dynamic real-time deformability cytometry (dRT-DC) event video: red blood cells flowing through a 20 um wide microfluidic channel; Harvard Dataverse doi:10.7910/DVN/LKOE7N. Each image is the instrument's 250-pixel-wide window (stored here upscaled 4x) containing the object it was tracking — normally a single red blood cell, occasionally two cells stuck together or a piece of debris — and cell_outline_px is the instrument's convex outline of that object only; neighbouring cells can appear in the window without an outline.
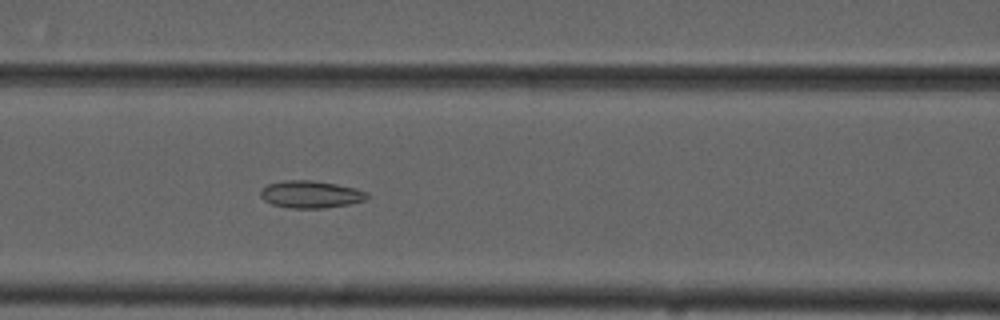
{"species": "common noctule bat (a hibernating species)", "species_latin": "Nyctalus noctula", "temperature_condition": "cold", "stored_images_in_passage": 41, "camera_frame_rate_fps": 3000, "um_per_image_px": 0.085, "animal": {"sex": "male", "forearm_length_mm": 52.5}, "frame": {"image": 1, "passage_image": 10, "time_ms": 3.0, "image_size_px": [1000, 320], "cell_outline_px": [[368, 196], [364, 200], [348, 204], [324, 208], [292, 208], [272, 204], [264, 200], [260, 196], [260, 192], [268, 184], [284, 180], [312, 180], [336, 184], [356, 188], [368, 192]], "centroid_in_image_um": [26.41, 16.51], "position_along_channel_um": 140.2, "area_um2": 16.82}}
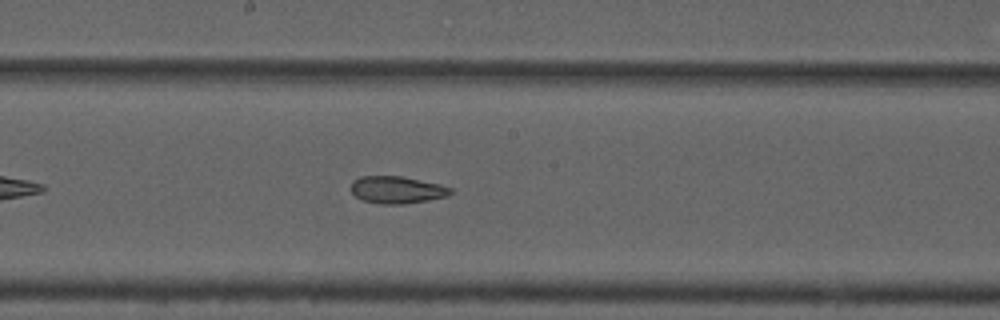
{"frame": {"image": 2, "passage_image": 16, "time_ms": 5.0, "image_size_px": [1000, 320], "cell_outline_px": [[452, 192], [448, 196], [428, 200], [404, 204], [380, 204], [364, 200], [356, 196], [348, 188], [352, 180], [360, 176], [400, 176], [440, 184], [452, 188]], "centroid_in_image_um": [33.71, 16.13], "position_along_channel_um": 214.5, "area_um2": 15.9}}
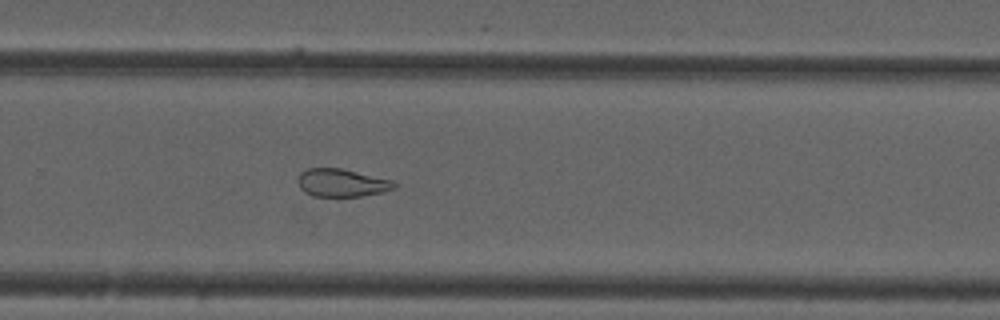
{"frame": {"image": 3, "passage_image": 23, "time_ms": 7.333, "image_size_px": [1000, 320], "cell_outline_px": [[396, 188], [380, 192], [360, 196], [312, 196], [304, 192], [300, 188], [296, 180], [300, 172], [308, 168], [340, 168], [392, 180], [396, 184]], "centroid_in_image_um": [28.99, 15.53], "position_along_channel_um": 300.8, "area_um2": 15.61}, "authors_computed_cell_mechanics": {"area_um2": 17.2822, "velocity_mm_per_s": 3.7261, "shape_relaxation_time_tau1_ms": null, "shape_relaxation_time_tau2_ms": 3.4029, "deformation_change_tau1": null, "deformation_change_tau2": 0.1021}}